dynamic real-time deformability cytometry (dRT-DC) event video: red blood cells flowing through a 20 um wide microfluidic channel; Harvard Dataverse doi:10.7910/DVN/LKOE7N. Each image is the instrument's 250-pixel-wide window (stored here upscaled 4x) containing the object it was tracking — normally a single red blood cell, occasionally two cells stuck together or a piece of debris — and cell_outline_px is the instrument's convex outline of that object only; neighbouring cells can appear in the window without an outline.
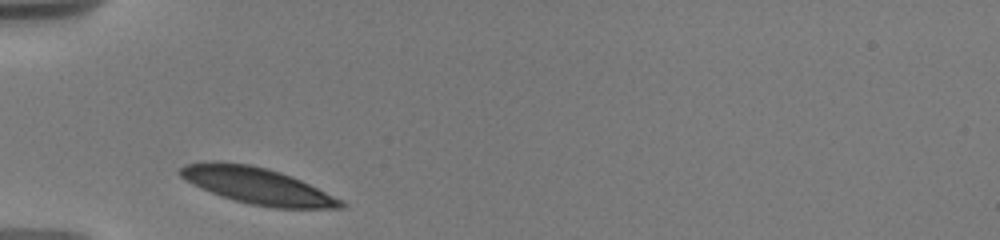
{"species": "human", "species_latin": "Homo sapiens", "temperature_condition": "warm", "stored_images_in_passage": 22, "camera_frame_rate_fps": 3000, "um_per_image_px": 0.085, "donor": {"sex": "male"}, "frame": {"image": 1, "passage_image": 1, "time_ms": 0.0, "image_size_px": [1000, 240], "cell_outline_px": [[348, 204], [344, 208], [276, 208], [252, 204], [236, 200], [200, 188], [184, 180], [176, 172], [184, 164], [212, 160], [220, 160], [248, 164], [268, 168], [292, 176], [344, 200]], "centroid_in_image_um": [21.86, 15.77], "position_along_channel_um": 63.1, "area_um2": 34.33}}
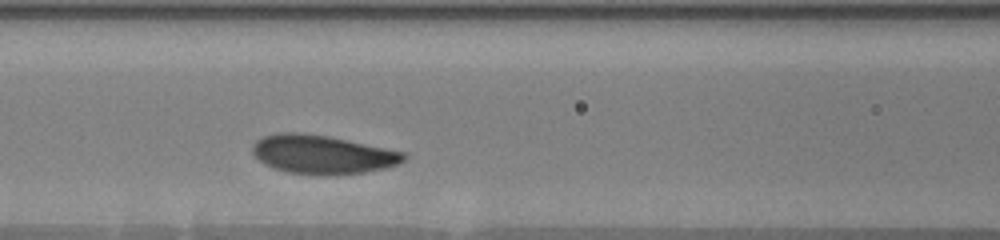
{"frame": {"image": 2, "passage_image": 5, "time_ms": 2.333, "image_size_px": [1000, 240], "cell_outline_px": [[408, 156], [404, 160], [396, 164], [384, 168], [364, 172], [328, 176], [320, 176], [288, 172], [272, 168], [264, 164], [252, 152], [252, 144], [256, 140], [264, 136], [276, 132], [300, 132], [328, 136], [404, 152]], "centroid_in_image_um": [27.36, 13.13], "position_along_channel_um": 139.2, "area_um2": 34.28}}
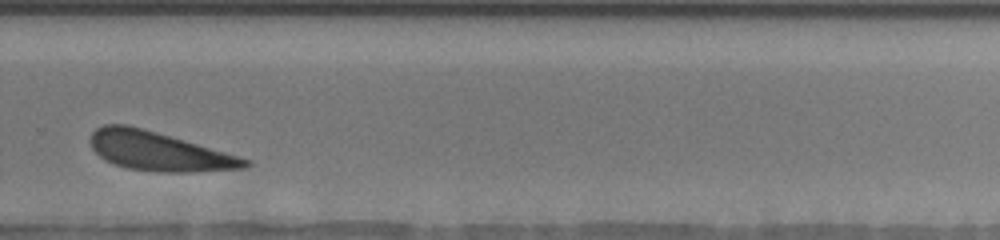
{"frame": {"image": 3, "passage_image": 18, "time_ms": 7.333, "image_size_px": [1000, 240], "cell_outline_px": [[252, 164], [248, 168], [192, 172], [156, 172], [128, 168], [104, 160], [92, 148], [88, 140], [92, 132], [96, 128], [104, 124], [128, 124], [144, 128], [252, 160]], "centroid_in_image_um": [13.49, 12.85], "position_along_channel_um": 316.3, "area_um2": 35.26}}